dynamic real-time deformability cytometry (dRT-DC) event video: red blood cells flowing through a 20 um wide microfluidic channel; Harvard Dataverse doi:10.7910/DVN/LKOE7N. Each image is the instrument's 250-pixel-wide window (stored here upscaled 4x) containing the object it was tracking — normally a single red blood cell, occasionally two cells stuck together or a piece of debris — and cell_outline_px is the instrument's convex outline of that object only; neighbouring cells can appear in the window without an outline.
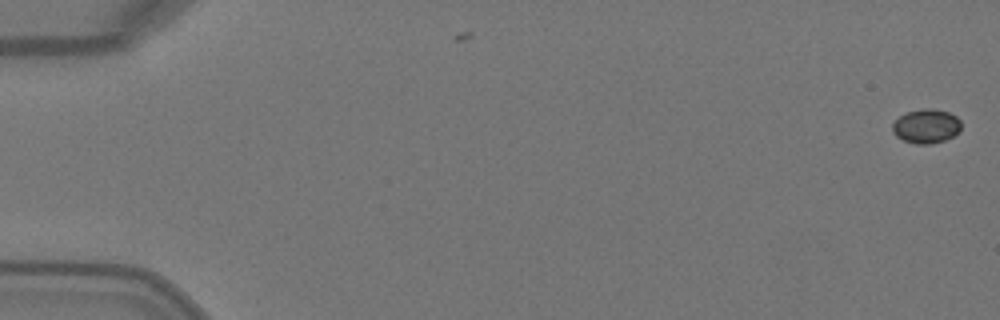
{"species": "Egyptian fruit bat (a non-hibernating species)", "species_latin": "Rousettus aegyptiacus", "temperature_condition": "warm", "stored_images_in_passage": 5, "camera_frame_rate_fps": 3000, "um_per_image_px": 0.085, "animal": {"sex": "female"}, "frame": {"image": 1, "passage_image": 1, "time_ms": 0.0, "image_size_px": [1000, 320], "cell_outline_px": [[960, 132], [944, 140], [928, 144], [916, 144], [904, 140], [896, 136], [892, 132], [892, 124], [900, 116], [908, 112], [924, 108], [932, 108], [948, 112], [956, 116], [960, 120]], "centroid_in_image_um": [78.73, 10.72], "position_along_channel_um": 6.3, "area_um2": 13.58}}
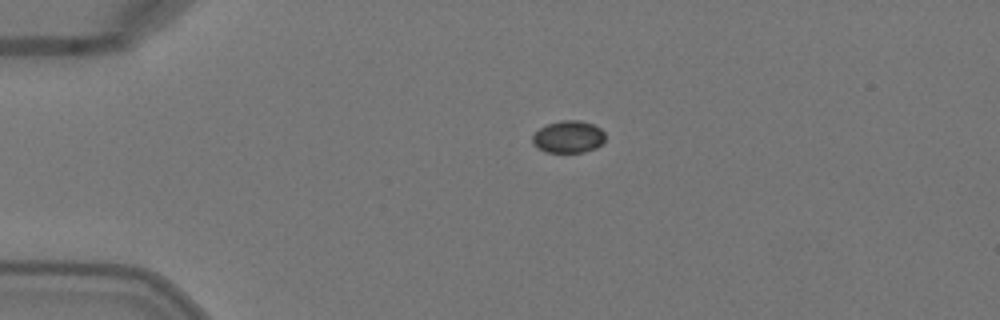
{"frame": {"image": 2, "passage_image": 4, "time_ms": 1.0, "image_size_px": [1000, 320], "cell_outline_px": [[604, 140], [596, 148], [584, 152], [544, 152], [536, 148], [532, 144], [532, 136], [540, 128], [548, 124], [560, 120], [580, 120], [592, 124], [600, 128], [604, 132]], "centroid_in_image_um": [48.28, 11.64], "position_along_channel_um": 36.7, "area_um2": 13.7}}